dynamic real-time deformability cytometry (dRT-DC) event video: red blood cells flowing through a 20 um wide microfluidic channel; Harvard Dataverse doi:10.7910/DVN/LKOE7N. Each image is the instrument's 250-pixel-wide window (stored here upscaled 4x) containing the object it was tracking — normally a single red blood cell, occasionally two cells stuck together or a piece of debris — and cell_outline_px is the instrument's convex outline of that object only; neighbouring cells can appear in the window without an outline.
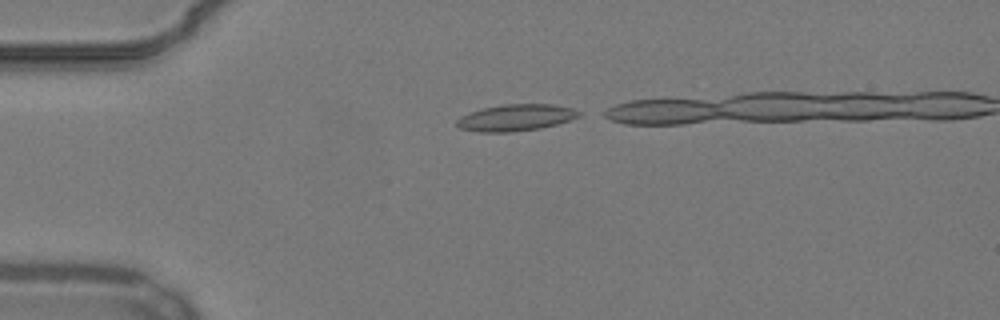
{"species": "common noctule bat (a hibernating species)", "species_latin": "Nyctalus noctula", "temperature_condition": "warm", "stored_images_in_passage": 35, "camera_frame_rate_fps": 3000, "um_per_image_px": 0.085, "animal": {"sex": "male", "body_mass_g": 19.2, "forearm_length_mm": 51.8}, "frame": {"image": 1, "passage_image": 1, "time_ms": 0.0, "image_size_px": [1000, 320], "cell_outline_px": [[580, 116], [556, 124], [540, 128], [512, 132], [480, 132], [460, 128], [456, 124], [456, 120], [460, 116], [484, 108], [504, 104], [552, 104], [572, 108], [580, 112]], "centroid_in_image_um": [43.83, 10.0], "position_along_channel_um": 41.2, "area_um2": 18.73}}
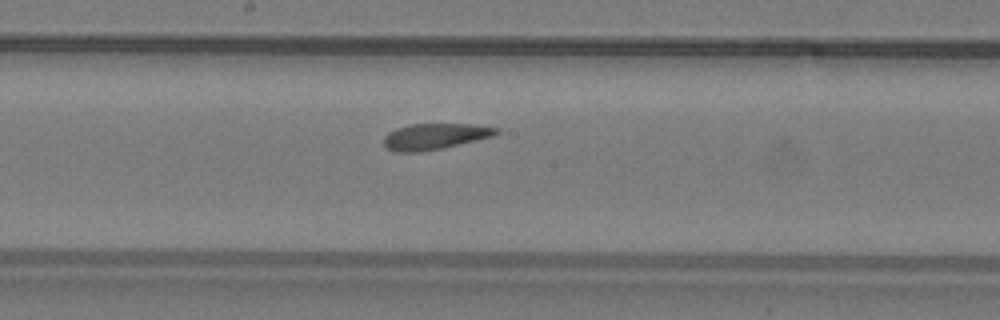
{"frame": {"image": 2, "passage_image": 17, "time_ms": 5.333, "image_size_px": [1000, 320], "cell_outline_px": [[500, 132], [492, 136], [444, 148], [420, 152], [396, 152], [388, 148], [384, 144], [384, 136], [388, 132], [396, 128], [412, 124], [472, 124], [500, 128]], "centroid_in_image_um": [36.96, 11.59], "position_along_channel_um": 211.2, "area_um2": 17.05}}
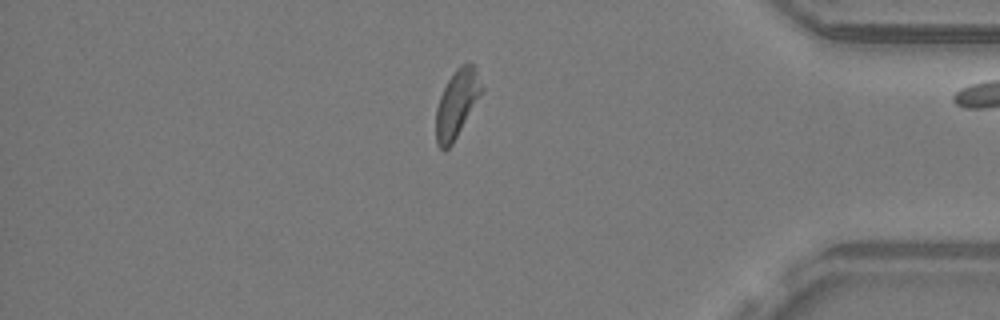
{"frame": {"image": 3, "passage_image": 34, "time_ms": 11.0, "image_size_px": [1000, 320], "cell_outline_px": [[484, 92], [452, 144], [444, 152], [436, 144], [436, 108], [440, 96], [448, 80], [456, 68], [460, 64], [472, 64], [476, 68], [484, 88]], "centroid_in_image_um": [38.85, 8.82], "position_along_channel_um": 396.3, "area_um2": 18.21}}